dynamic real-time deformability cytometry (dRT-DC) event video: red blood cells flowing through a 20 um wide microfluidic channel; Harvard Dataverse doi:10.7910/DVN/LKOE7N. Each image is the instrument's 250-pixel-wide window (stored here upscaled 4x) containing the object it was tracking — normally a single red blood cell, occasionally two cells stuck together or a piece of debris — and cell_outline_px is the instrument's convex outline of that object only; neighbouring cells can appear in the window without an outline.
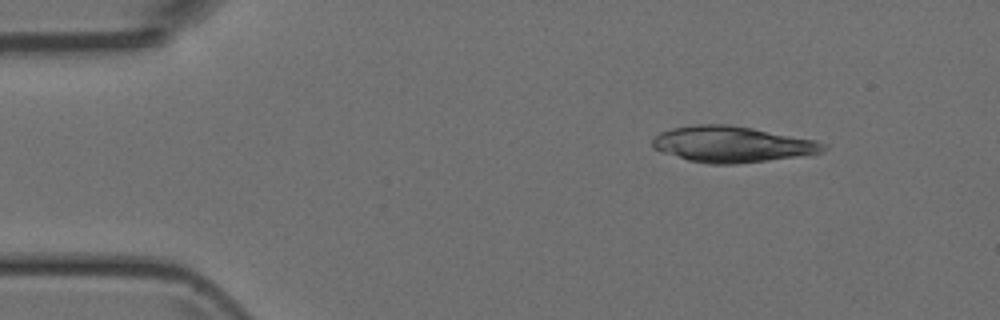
{"species": "Egyptian fruit bat (a non-hibernating species)", "species_latin": "Rousettus aegyptiacus", "temperature_condition": "room temperature", "stored_images_in_passage": 5, "segment_of_instrument_passage": [2, 2], "camera_frame_rate_fps": 3000, "um_per_image_px": 0.085, "animal": {"sex": "female"}, "frame": {"image": 1, "passage_image": 5, "time_ms": 5.333, "image_size_px": [1000, 320], "cell_outline_px": [[828, 148], [824, 152], [796, 156], [736, 164], [708, 164], [688, 160], [652, 148], [652, 140], [660, 132], [672, 128], [692, 124], [728, 124], [752, 128], [816, 140], [828, 144]], "centroid_in_image_um": [62.23, 12.25], "position_along_channel_um": 22.8, "area_um2": 35.78}}